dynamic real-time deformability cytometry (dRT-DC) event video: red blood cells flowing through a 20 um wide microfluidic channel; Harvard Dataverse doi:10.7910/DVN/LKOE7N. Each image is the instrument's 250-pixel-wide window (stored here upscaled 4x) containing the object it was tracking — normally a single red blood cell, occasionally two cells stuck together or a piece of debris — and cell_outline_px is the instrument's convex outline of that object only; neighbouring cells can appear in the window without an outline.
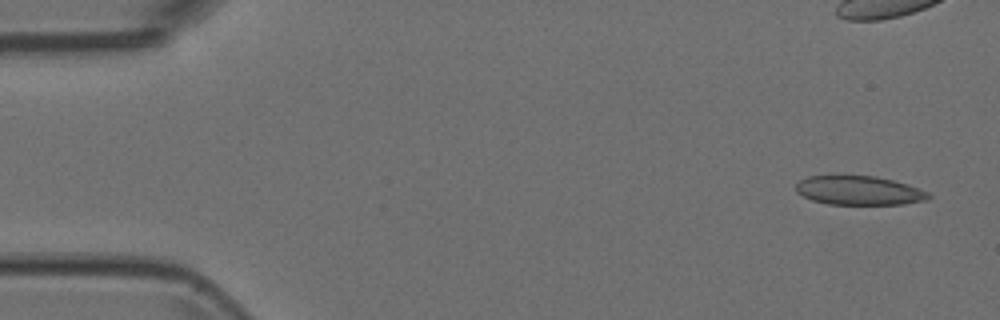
{"species": "Egyptian fruit bat (a non-hibernating species)", "species_latin": "Rousettus aegyptiacus", "temperature_condition": "room temperature", "stored_images_in_passage": 10, "camera_frame_rate_fps": 3000, "um_per_image_px": 0.085, "animal": {"sex": "female"}, "frame": {"image": 1, "passage_image": 1, "time_ms": 0.0, "image_size_px": [1000, 320], "cell_outline_px": [[932, 196], [924, 200], [904, 204], [828, 204], [812, 200], [796, 192], [796, 184], [800, 180], [808, 176], [876, 176], [908, 184], [928, 192]], "centroid_in_image_um": [73.01, 16.19], "position_along_channel_um": 12.0, "area_um2": 22.25}}
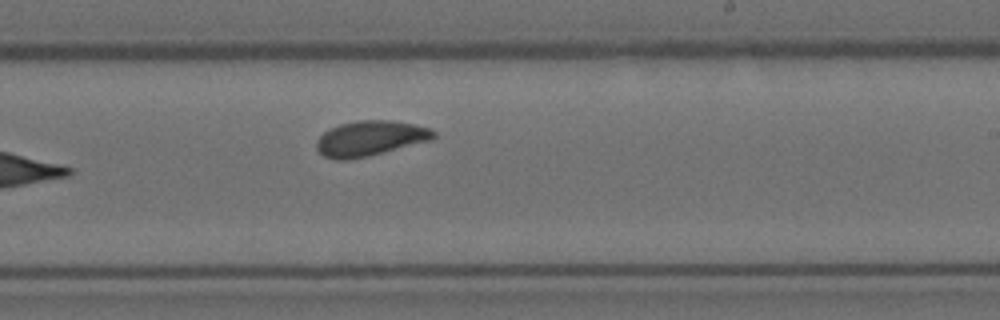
{"frame": {"image": 2, "passage_image": 10, "time_ms": 3.0, "image_size_px": [1000, 320], "cell_outline_px": [[436, 136], [432, 140], [368, 156], [348, 160], [336, 160], [324, 156], [316, 148], [316, 140], [328, 128], [340, 124], [360, 120], [392, 120], [416, 124], [428, 128], [436, 132]], "centroid_in_image_um": [31.46, 11.76], "position_along_channel_um": 257.5, "area_um2": 24.1}}